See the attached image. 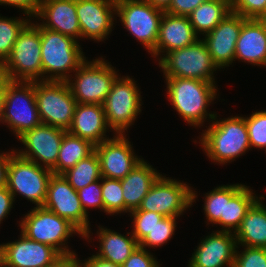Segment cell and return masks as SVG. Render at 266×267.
<instances>
[{
	"mask_svg": "<svg viewBox=\"0 0 266 267\" xmlns=\"http://www.w3.org/2000/svg\"><path fill=\"white\" fill-rule=\"evenodd\" d=\"M35 96L41 122L68 131L77 101L66 81H35Z\"/></svg>",
	"mask_w": 266,
	"mask_h": 267,
	"instance_id": "8fae6325",
	"label": "cell"
},
{
	"mask_svg": "<svg viewBox=\"0 0 266 267\" xmlns=\"http://www.w3.org/2000/svg\"><path fill=\"white\" fill-rule=\"evenodd\" d=\"M97 230L98 239L100 242L99 252L96 256L110 261L112 263L122 265L125 260L132 254V252L139 246L134 236L128 232L124 234L117 233L114 230L98 226Z\"/></svg>",
	"mask_w": 266,
	"mask_h": 267,
	"instance_id": "83f0119b",
	"label": "cell"
},
{
	"mask_svg": "<svg viewBox=\"0 0 266 267\" xmlns=\"http://www.w3.org/2000/svg\"><path fill=\"white\" fill-rule=\"evenodd\" d=\"M207 129L203 130L199 144L206 156L216 164H227L251 150L244 116L218 120L217 114Z\"/></svg>",
	"mask_w": 266,
	"mask_h": 267,
	"instance_id": "7a4b0ae2",
	"label": "cell"
},
{
	"mask_svg": "<svg viewBox=\"0 0 266 267\" xmlns=\"http://www.w3.org/2000/svg\"><path fill=\"white\" fill-rule=\"evenodd\" d=\"M195 192L189 184L161 174L135 210L156 212L164 217H180L198 198Z\"/></svg>",
	"mask_w": 266,
	"mask_h": 267,
	"instance_id": "7c38bea8",
	"label": "cell"
},
{
	"mask_svg": "<svg viewBox=\"0 0 266 267\" xmlns=\"http://www.w3.org/2000/svg\"><path fill=\"white\" fill-rule=\"evenodd\" d=\"M155 8L163 10L164 12L169 8L172 0H145Z\"/></svg>",
	"mask_w": 266,
	"mask_h": 267,
	"instance_id": "681fc988",
	"label": "cell"
},
{
	"mask_svg": "<svg viewBox=\"0 0 266 267\" xmlns=\"http://www.w3.org/2000/svg\"><path fill=\"white\" fill-rule=\"evenodd\" d=\"M104 213L114 215L124 212L123 189L120 179L101 178Z\"/></svg>",
	"mask_w": 266,
	"mask_h": 267,
	"instance_id": "d6a6232c",
	"label": "cell"
},
{
	"mask_svg": "<svg viewBox=\"0 0 266 267\" xmlns=\"http://www.w3.org/2000/svg\"><path fill=\"white\" fill-rule=\"evenodd\" d=\"M126 135L114 134L113 138L95 146L102 177L123 179L143 160L134 153Z\"/></svg>",
	"mask_w": 266,
	"mask_h": 267,
	"instance_id": "e0dca14e",
	"label": "cell"
},
{
	"mask_svg": "<svg viewBox=\"0 0 266 267\" xmlns=\"http://www.w3.org/2000/svg\"><path fill=\"white\" fill-rule=\"evenodd\" d=\"M40 34L42 81H66L73 77L71 73L86 60L79 42L41 25Z\"/></svg>",
	"mask_w": 266,
	"mask_h": 267,
	"instance_id": "3957f363",
	"label": "cell"
},
{
	"mask_svg": "<svg viewBox=\"0 0 266 267\" xmlns=\"http://www.w3.org/2000/svg\"><path fill=\"white\" fill-rule=\"evenodd\" d=\"M130 76L117 77L104 103V113L109 128L114 134L125 135L141 113V92Z\"/></svg>",
	"mask_w": 266,
	"mask_h": 267,
	"instance_id": "9c48e42d",
	"label": "cell"
},
{
	"mask_svg": "<svg viewBox=\"0 0 266 267\" xmlns=\"http://www.w3.org/2000/svg\"><path fill=\"white\" fill-rule=\"evenodd\" d=\"M21 233L27 238L55 248L61 255L71 254L67 243L73 234L83 238L82 233L68 220L43 206L34 207L21 221ZM67 241V243H66Z\"/></svg>",
	"mask_w": 266,
	"mask_h": 267,
	"instance_id": "5b68a950",
	"label": "cell"
},
{
	"mask_svg": "<svg viewBox=\"0 0 266 267\" xmlns=\"http://www.w3.org/2000/svg\"><path fill=\"white\" fill-rule=\"evenodd\" d=\"M10 82L7 75L3 72V69L0 67V119L3 113V105H4V97H5V89L7 84Z\"/></svg>",
	"mask_w": 266,
	"mask_h": 267,
	"instance_id": "c3c4849f",
	"label": "cell"
},
{
	"mask_svg": "<svg viewBox=\"0 0 266 267\" xmlns=\"http://www.w3.org/2000/svg\"><path fill=\"white\" fill-rule=\"evenodd\" d=\"M101 179L90 183L89 185L78 190L79 199L84 212L88 215V208H97L104 212V204L102 200Z\"/></svg>",
	"mask_w": 266,
	"mask_h": 267,
	"instance_id": "ab89813d",
	"label": "cell"
},
{
	"mask_svg": "<svg viewBox=\"0 0 266 267\" xmlns=\"http://www.w3.org/2000/svg\"><path fill=\"white\" fill-rule=\"evenodd\" d=\"M94 151L95 145L90 141L66 131L61 142L56 165L51 170L53 174H62Z\"/></svg>",
	"mask_w": 266,
	"mask_h": 267,
	"instance_id": "f546056e",
	"label": "cell"
},
{
	"mask_svg": "<svg viewBox=\"0 0 266 267\" xmlns=\"http://www.w3.org/2000/svg\"><path fill=\"white\" fill-rule=\"evenodd\" d=\"M65 132L66 130L41 123L18 137L24 145V150L14 151L39 166L52 169L56 165Z\"/></svg>",
	"mask_w": 266,
	"mask_h": 267,
	"instance_id": "9a60e30c",
	"label": "cell"
},
{
	"mask_svg": "<svg viewBox=\"0 0 266 267\" xmlns=\"http://www.w3.org/2000/svg\"><path fill=\"white\" fill-rule=\"evenodd\" d=\"M231 12V0H208L189 15L194 31L199 36L210 33Z\"/></svg>",
	"mask_w": 266,
	"mask_h": 267,
	"instance_id": "f1b7e54d",
	"label": "cell"
},
{
	"mask_svg": "<svg viewBox=\"0 0 266 267\" xmlns=\"http://www.w3.org/2000/svg\"><path fill=\"white\" fill-rule=\"evenodd\" d=\"M161 174L144 159L121 180L124 213L138 209L143 198Z\"/></svg>",
	"mask_w": 266,
	"mask_h": 267,
	"instance_id": "d4e9b609",
	"label": "cell"
},
{
	"mask_svg": "<svg viewBox=\"0 0 266 267\" xmlns=\"http://www.w3.org/2000/svg\"><path fill=\"white\" fill-rule=\"evenodd\" d=\"M42 20L39 24L46 29L61 34L81 38V29L76 12V0H42L35 16Z\"/></svg>",
	"mask_w": 266,
	"mask_h": 267,
	"instance_id": "7402d4cb",
	"label": "cell"
},
{
	"mask_svg": "<svg viewBox=\"0 0 266 267\" xmlns=\"http://www.w3.org/2000/svg\"><path fill=\"white\" fill-rule=\"evenodd\" d=\"M179 217H164L157 225L149 232V234L139 243L142 248H154L163 246L175 234L177 227L176 220Z\"/></svg>",
	"mask_w": 266,
	"mask_h": 267,
	"instance_id": "836d02e7",
	"label": "cell"
},
{
	"mask_svg": "<svg viewBox=\"0 0 266 267\" xmlns=\"http://www.w3.org/2000/svg\"><path fill=\"white\" fill-rule=\"evenodd\" d=\"M163 14V10L145 0H116L115 16L149 53L156 46Z\"/></svg>",
	"mask_w": 266,
	"mask_h": 267,
	"instance_id": "4fadbf2b",
	"label": "cell"
},
{
	"mask_svg": "<svg viewBox=\"0 0 266 267\" xmlns=\"http://www.w3.org/2000/svg\"><path fill=\"white\" fill-rule=\"evenodd\" d=\"M131 218H133L132 235L138 243H140L149 232L157 225V223L164 218L156 212L133 210L129 212Z\"/></svg>",
	"mask_w": 266,
	"mask_h": 267,
	"instance_id": "8d00e7d4",
	"label": "cell"
},
{
	"mask_svg": "<svg viewBox=\"0 0 266 267\" xmlns=\"http://www.w3.org/2000/svg\"><path fill=\"white\" fill-rule=\"evenodd\" d=\"M263 22L265 23L266 25V16L262 18Z\"/></svg>",
	"mask_w": 266,
	"mask_h": 267,
	"instance_id": "f907efd6",
	"label": "cell"
},
{
	"mask_svg": "<svg viewBox=\"0 0 266 267\" xmlns=\"http://www.w3.org/2000/svg\"><path fill=\"white\" fill-rule=\"evenodd\" d=\"M262 199L264 195L252 204L234 233L237 246L266 248V206Z\"/></svg>",
	"mask_w": 266,
	"mask_h": 267,
	"instance_id": "4316f807",
	"label": "cell"
},
{
	"mask_svg": "<svg viewBox=\"0 0 266 267\" xmlns=\"http://www.w3.org/2000/svg\"><path fill=\"white\" fill-rule=\"evenodd\" d=\"M248 129L250 148L265 149L266 152V110L253 112L244 117Z\"/></svg>",
	"mask_w": 266,
	"mask_h": 267,
	"instance_id": "d590c367",
	"label": "cell"
},
{
	"mask_svg": "<svg viewBox=\"0 0 266 267\" xmlns=\"http://www.w3.org/2000/svg\"><path fill=\"white\" fill-rule=\"evenodd\" d=\"M80 267H122V266L104 260L96 255H92L91 257L85 259L83 263L80 262Z\"/></svg>",
	"mask_w": 266,
	"mask_h": 267,
	"instance_id": "bcb514c9",
	"label": "cell"
},
{
	"mask_svg": "<svg viewBox=\"0 0 266 267\" xmlns=\"http://www.w3.org/2000/svg\"><path fill=\"white\" fill-rule=\"evenodd\" d=\"M194 249L188 267H233L237 246L233 232L213 231Z\"/></svg>",
	"mask_w": 266,
	"mask_h": 267,
	"instance_id": "ffe728a7",
	"label": "cell"
},
{
	"mask_svg": "<svg viewBox=\"0 0 266 267\" xmlns=\"http://www.w3.org/2000/svg\"><path fill=\"white\" fill-rule=\"evenodd\" d=\"M258 198L253 190L244 184L225 185L224 217H220L221 231L235 233L248 209Z\"/></svg>",
	"mask_w": 266,
	"mask_h": 267,
	"instance_id": "484cf974",
	"label": "cell"
},
{
	"mask_svg": "<svg viewBox=\"0 0 266 267\" xmlns=\"http://www.w3.org/2000/svg\"><path fill=\"white\" fill-rule=\"evenodd\" d=\"M242 247L236 249L233 267H266V248Z\"/></svg>",
	"mask_w": 266,
	"mask_h": 267,
	"instance_id": "f35d334b",
	"label": "cell"
},
{
	"mask_svg": "<svg viewBox=\"0 0 266 267\" xmlns=\"http://www.w3.org/2000/svg\"><path fill=\"white\" fill-rule=\"evenodd\" d=\"M109 129L103 105L76 104L73 120L68 129L69 133L88 140L96 146L103 141L110 139L106 135L107 131L112 132Z\"/></svg>",
	"mask_w": 266,
	"mask_h": 267,
	"instance_id": "603a6c76",
	"label": "cell"
},
{
	"mask_svg": "<svg viewBox=\"0 0 266 267\" xmlns=\"http://www.w3.org/2000/svg\"><path fill=\"white\" fill-rule=\"evenodd\" d=\"M0 123L7 124L17 138L42 123L36 102L35 81H10L7 84Z\"/></svg>",
	"mask_w": 266,
	"mask_h": 267,
	"instance_id": "ba28073f",
	"label": "cell"
},
{
	"mask_svg": "<svg viewBox=\"0 0 266 267\" xmlns=\"http://www.w3.org/2000/svg\"><path fill=\"white\" fill-rule=\"evenodd\" d=\"M204 214L207 224L220 226V217H224L225 209V185L217 186L212 191L205 194Z\"/></svg>",
	"mask_w": 266,
	"mask_h": 267,
	"instance_id": "e575fe53",
	"label": "cell"
},
{
	"mask_svg": "<svg viewBox=\"0 0 266 267\" xmlns=\"http://www.w3.org/2000/svg\"><path fill=\"white\" fill-rule=\"evenodd\" d=\"M11 152H0V188L7 185V169Z\"/></svg>",
	"mask_w": 266,
	"mask_h": 267,
	"instance_id": "7dc6e473",
	"label": "cell"
},
{
	"mask_svg": "<svg viewBox=\"0 0 266 267\" xmlns=\"http://www.w3.org/2000/svg\"><path fill=\"white\" fill-rule=\"evenodd\" d=\"M30 21L0 66L10 81H42L40 24ZM41 77V78H40Z\"/></svg>",
	"mask_w": 266,
	"mask_h": 267,
	"instance_id": "277c9868",
	"label": "cell"
},
{
	"mask_svg": "<svg viewBox=\"0 0 266 267\" xmlns=\"http://www.w3.org/2000/svg\"><path fill=\"white\" fill-rule=\"evenodd\" d=\"M231 11L246 19L266 16V0H231Z\"/></svg>",
	"mask_w": 266,
	"mask_h": 267,
	"instance_id": "74e56055",
	"label": "cell"
},
{
	"mask_svg": "<svg viewBox=\"0 0 266 267\" xmlns=\"http://www.w3.org/2000/svg\"><path fill=\"white\" fill-rule=\"evenodd\" d=\"M30 19L32 20L29 15H26V17H22L21 19L19 17L4 18L0 16V66L10 55L12 47L18 39L20 32L31 21Z\"/></svg>",
	"mask_w": 266,
	"mask_h": 267,
	"instance_id": "1f68e13d",
	"label": "cell"
},
{
	"mask_svg": "<svg viewBox=\"0 0 266 267\" xmlns=\"http://www.w3.org/2000/svg\"><path fill=\"white\" fill-rule=\"evenodd\" d=\"M75 78L66 80L77 103L103 105L118 72L102 56L85 60L76 69ZM73 79V80H72Z\"/></svg>",
	"mask_w": 266,
	"mask_h": 267,
	"instance_id": "8992f818",
	"label": "cell"
},
{
	"mask_svg": "<svg viewBox=\"0 0 266 267\" xmlns=\"http://www.w3.org/2000/svg\"><path fill=\"white\" fill-rule=\"evenodd\" d=\"M81 39L104 41L112 32L116 0H76Z\"/></svg>",
	"mask_w": 266,
	"mask_h": 267,
	"instance_id": "ac0fdd59",
	"label": "cell"
},
{
	"mask_svg": "<svg viewBox=\"0 0 266 267\" xmlns=\"http://www.w3.org/2000/svg\"><path fill=\"white\" fill-rule=\"evenodd\" d=\"M200 37L194 31L188 16H178L164 12L158 40L150 54L155 58L160 57L156 59H161L164 53L187 47L195 43Z\"/></svg>",
	"mask_w": 266,
	"mask_h": 267,
	"instance_id": "44dd1931",
	"label": "cell"
},
{
	"mask_svg": "<svg viewBox=\"0 0 266 267\" xmlns=\"http://www.w3.org/2000/svg\"><path fill=\"white\" fill-rule=\"evenodd\" d=\"M236 59L266 67V25L262 19H247L242 24L235 47Z\"/></svg>",
	"mask_w": 266,
	"mask_h": 267,
	"instance_id": "cb8c5ba5",
	"label": "cell"
},
{
	"mask_svg": "<svg viewBox=\"0 0 266 267\" xmlns=\"http://www.w3.org/2000/svg\"><path fill=\"white\" fill-rule=\"evenodd\" d=\"M208 0H172L166 13L178 16H188L200 4Z\"/></svg>",
	"mask_w": 266,
	"mask_h": 267,
	"instance_id": "b9f144b4",
	"label": "cell"
},
{
	"mask_svg": "<svg viewBox=\"0 0 266 267\" xmlns=\"http://www.w3.org/2000/svg\"><path fill=\"white\" fill-rule=\"evenodd\" d=\"M62 175L76 191L101 179L98 154L94 151L87 158L80 160L74 167L66 170Z\"/></svg>",
	"mask_w": 266,
	"mask_h": 267,
	"instance_id": "4dcf8cb0",
	"label": "cell"
},
{
	"mask_svg": "<svg viewBox=\"0 0 266 267\" xmlns=\"http://www.w3.org/2000/svg\"><path fill=\"white\" fill-rule=\"evenodd\" d=\"M122 267H160V263L149 250L138 246L121 265Z\"/></svg>",
	"mask_w": 266,
	"mask_h": 267,
	"instance_id": "60d3db41",
	"label": "cell"
},
{
	"mask_svg": "<svg viewBox=\"0 0 266 267\" xmlns=\"http://www.w3.org/2000/svg\"><path fill=\"white\" fill-rule=\"evenodd\" d=\"M16 198H13V195L8 190L7 186L0 188V224L8 217L11 208H13V203Z\"/></svg>",
	"mask_w": 266,
	"mask_h": 267,
	"instance_id": "ee69618b",
	"label": "cell"
},
{
	"mask_svg": "<svg viewBox=\"0 0 266 267\" xmlns=\"http://www.w3.org/2000/svg\"><path fill=\"white\" fill-rule=\"evenodd\" d=\"M53 172L34 161L21 157L12 151L7 169V188L13 195H21L36 207L43 206L47 187ZM18 193V194H17Z\"/></svg>",
	"mask_w": 266,
	"mask_h": 267,
	"instance_id": "30bf717a",
	"label": "cell"
},
{
	"mask_svg": "<svg viewBox=\"0 0 266 267\" xmlns=\"http://www.w3.org/2000/svg\"><path fill=\"white\" fill-rule=\"evenodd\" d=\"M80 261L76 253L64 254L58 257L47 267H80Z\"/></svg>",
	"mask_w": 266,
	"mask_h": 267,
	"instance_id": "f6af8a7d",
	"label": "cell"
},
{
	"mask_svg": "<svg viewBox=\"0 0 266 267\" xmlns=\"http://www.w3.org/2000/svg\"><path fill=\"white\" fill-rule=\"evenodd\" d=\"M43 207L68 220L84 239L91 240L89 215L84 212L78 192L62 174H52L50 177Z\"/></svg>",
	"mask_w": 266,
	"mask_h": 267,
	"instance_id": "5bb4252c",
	"label": "cell"
},
{
	"mask_svg": "<svg viewBox=\"0 0 266 267\" xmlns=\"http://www.w3.org/2000/svg\"><path fill=\"white\" fill-rule=\"evenodd\" d=\"M247 19L230 12L210 33L204 35V43L218 69L231 65L235 58L236 42L242 24Z\"/></svg>",
	"mask_w": 266,
	"mask_h": 267,
	"instance_id": "d6986e66",
	"label": "cell"
},
{
	"mask_svg": "<svg viewBox=\"0 0 266 267\" xmlns=\"http://www.w3.org/2000/svg\"><path fill=\"white\" fill-rule=\"evenodd\" d=\"M41 1L42 0H0V5L17 7L24 12V16L29 15L34 19L38 13Z\"/></svg>",
	"mask_w": 266,
	"mask_h": 267,
	"instance_id": "7bdbcfd3",
	"label": "cell"
},
{
	"mask_svg": "<svg viewBox=\"0 0 266 267\" xmlns=\"http://www.w3.org/2000/svg\"><path fill=\"white\" fill-rule=\"evenodd\" d=\"M158 61L165 78H189L216 82L214 72L218 68L201 38L187 47L164 54Z\"/></svg>",
	"mask_w": 266,
	"mask_h": 267,
	"instance_id": "52a82bcc",
	"label": "cell"
},
{
	"mask_svg": "<svg viewBox=\"0 0 266 267\" xmlns=\"http://www.w3.org/2000/svg\"><path fill=\"white\" fill-rule=\"evenodd\" d=\"M165 81L168 101L190 126L200 128L207 118L210 122L214 119L216 113H210L207 108L217 99L215 82L189 78H165Z\"/></svg>",
	"mask_w": 266,
	"mask_h": 267,
	"instance_id": "6da1fadb",
	"label": "cell"
},
{
	"mask_svg": "<svg viewBox=\"0 0 266 267\" xmlns=\"http://www.w3.org/2000/svg\"><path fill=\"white\" fill-rule=\"evenodd\" d=\"M60 256L55 248L22 233L18 240L0 244V267H47Z\"/></svg>",
	"mask_w": 266,
	"mask_h": 267,
	"instance_id": "2e32d148",
	"label": "cell"
}]
</instances>
